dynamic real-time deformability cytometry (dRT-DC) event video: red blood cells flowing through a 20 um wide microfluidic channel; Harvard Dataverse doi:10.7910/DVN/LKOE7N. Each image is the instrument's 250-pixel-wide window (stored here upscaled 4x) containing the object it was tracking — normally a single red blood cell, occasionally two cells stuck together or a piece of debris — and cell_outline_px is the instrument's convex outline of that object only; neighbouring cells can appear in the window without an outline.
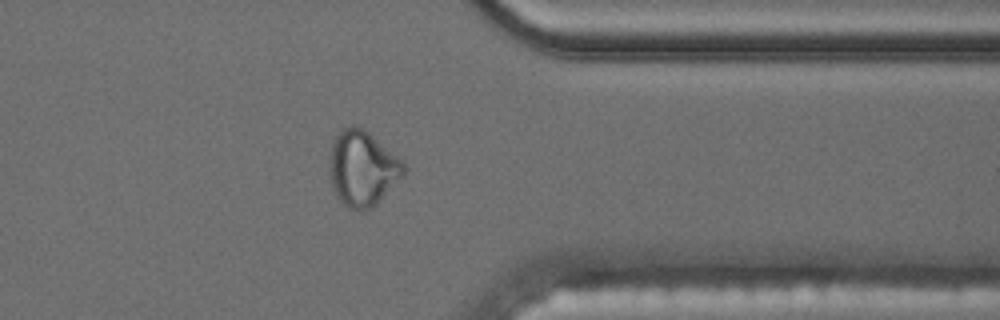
{"species": "common noctule bat (a hibernating species)", "species_latin": "Nyctalus noctula", "temperature_condition": "cold", "stored_images_in_passage": 39, "camera_frame_rate_fps": 3000, "um_per_image_px": 0.085, "animal": {"sex": "male", "body_mass_g": 17.5, "forearm_length_mm": 52.3}, "frame": {"image": 1, "passage_image": 28, "time_ms": 9.0, "image_size_px": [1000, 320], "cell_outline_px": [[404, 172], [376, 204], [372, 208], [348, 208], [336, 196], [332, 188], [328, 172], [328, 160], [332, 144], [340, 128], [348, 124], [352, 124], [364, 128], [400, 160], [404, 164]], "centroid_in_image_um": [30.72, 14.26], "position_along_channel_um": 380.7, "area_um2": 32.14}, "authors_computed_cell_mechanics": {"area_um2": 23.6402, "velocity_mm_per_s": 3.5264, "shape_relaxation_time_tau1_ms": null, "shape_relaxation_time_tau2_ms": 2.3879, "deformation_change_tau1": null, "deformation_change_tau2": 0.0804}}